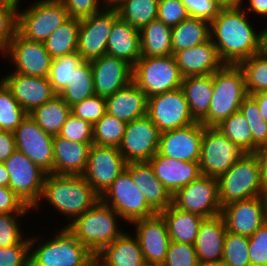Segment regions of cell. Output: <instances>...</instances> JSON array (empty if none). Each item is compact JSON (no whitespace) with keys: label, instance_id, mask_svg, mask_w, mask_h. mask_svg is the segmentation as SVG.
I'll return each mask as SVG.
<instances>
[{"label":"cell","instance_id":"obj_1","mask_svg":"<svg viewBox=\"0 0 267 266\" xmlns=\"http://www.w3.org/2000/svg\"><path fill=\"white\" fill-rule=\"evenodd\" d=\"M247 14L242 7L221 8L210 22V39L224 64L238 65L262 50L263 32H256Z\"/></svg>","mask_w":267,"mask_h":266},{"label":"cell","instance_id":"obj_2","mask_svg":"<svg viewBox=\"0 0 267 266\" xmlns=\"http://www.w3.org/2000/svg\"><path fill=\"white\" fill-rule=\"evenodd\" d=\"M51 204L69 220L64 227L76 217L88 211L100 200V196L88 184L82 175L46 174L43 192L39 203L32 209L40 210L44 200ZM41 201V202H40Z\"/></svg>","mask_w":267,"mask_h":266},{"label":"cell","instance_id":"obj_3","mask_svg":"<svg viewBox=\"0 0 267 266\" xmlns=\"http://www.w3.org/2000/svg\"><path fill=\"white\" fill-rule=\"evenodd\" d=\"M56 232L43 241L40 236L30 235L29 266H90L96 261L95 255L66 227Z\"/></svg>","mask_w":267,"mask_h":266},{"label":"cell","instance_id":"obj_4","mask_svg":"<svg viewBox=\"0 0 267 266\" xmlns=\"http://www.w3.org/2000/svg\"><path fill=\"white\" fill-rule=\"evenodd\" d=\"M118 218V213L99 200L66 228L96 256L125 231L119 227Z\"/></svg>","mask_w":267,"mask_h":266},{"label":"cell","instance_id":"obj_5","mask_svg":"<svg viewBox=\"0 0 267 266\" xmlns=\"http://www.w3.org/2000/svg\"><path fill=\"white\" fill-rule=\"evenodd\" d=\"M213 95L208 114L200 121L205 127H216L224 119L238 112L248 96L245 78L238 65L224 64L212 74Z\"/></svg>","mask_w":267,"mask_h":266},{"label":"cell","instance_id":"obj_6","mask_svg":"<svg viewBox=\"0 0 267 266\" xmlns=\"http://www.w3.org/2000/svg\"><path fill=\"white\" fill-rule=\"evenodd\" d=\"M219 202L224 206L233 201L267 196L261 177L258 159L245 153L234 165L218 178Z\"/></svg>","mask_w":267,"mask_h":266},{"label":"cell","instance_id":"obj_7","mask_svg":"<svg viewBox=\"0 0 267 266\" xmlns=\"http://www.w3.org/2000/svg\"><path fill=\"white\" fill-rule=\"evenodd\" d=\"M17 10V32L27 40L44 42L70 16L59 0H34Z\"/></svg>","mask_w":267,"mask_h":266},{"label":"cell","instance_id":"obj_8","mask_svg":"<svg viewBox=\"0 0 267 266\" xmlns=\"http://www.w3.org/2000/svg\"><path fill=\"white\" fill-rule=\"evenodd\" d=\"M183 76L173 55L142 57L133 66L132 81L147 98L181 88Z\"/></svg>","mask_w":267,"mask_h":266},{"label":"cell","instance_id":"obj_9","mask_svg":"<svg viewBox=\"0 0 267 266\" xmlns=\"http://www.w3.org/2000/svg\"><path fill=\"white\" fill-rule=\"evenodd\" d=\"M100 200L118 213L123 222H131L148 218L157 212L146 202L145 197L131 179L125 169L108 189L100 196Z\"/></svg>","mask_w":267,"mask_h":266},{"label":"cell","instance_id":"obj_10","mask_svg":"<svg viewBox=\"0 0 267 266\" xmlns=\"http://www.w3.org/2000/svg\"><path fill=\"white\" fill-rule=\"evenodd\" d=\"M3 164L9 173V188L33 209L41 198L47 173L18 150Z\"/></svg>","mask_w":267,"mask_h":266},{"label":"cell","instance_id":"obj_11","mask_svg":"<svg viewBox=\"0 0 267 266\" xmlns=\"http://www.w3.org/2000/svg\"><path fill=\"white\" fill-rule=\"evenodd\" d=\"M243 152L230 141L217 127H205L200 153L202 175L219 178L242 156Z\"/></svg>","mask_w":267,"mask_h":266},{"label":"cell","instance_id":"obj_12","mask_svg":"<svg viewBox=\"0 0 267 266\" xmlns=\"http://www.w3.org/2000/svg\"><path fill=\"white\" fill-rule=\"evenodd\" d=\"M172 205L203 218L221 214L218 179L201 175L172 195Z\"/></svg>","mask_w":267,"mask_h":266},{"label":"cell","instance_id":"obj_13","mask_svg":"<svg viewBox=\"0 0 267 266\" xmlns=\"http://www.w3.org/2000/svg\"><path fill=\"white\" fill-rule=\"evenodd\" d=\"M117 18V10L108 3L99 12L80 19L77 52L85 61L106 54L108 37Z\"/></svg>","mask_w":267,"mask_h":266},{"label":"cell","instance_id":"obj_14","mask_svg":"<svg viewBox=\"0 0 267 266\" xmlns=\"http://www.w3.org/2000/svg\"><path fill=\"white\" fill-rule=\"evenodd\" d=\"M146 116L160 132L183 128L196 122L181 88L148 98Z\"/></svg>","mask_w":267,"mask_h":266},{"label":"cell","instance_id":"obj_15","mask_svg":"<svg viewBox=\"0 0 267 266\" xmlns=\"http://www.w3.org/2000/svg\"><path fill=\"white\" fill-rule=\"evenodd\" d=\"M126 164L118 147L92 144L82 176L101 196L125 170Z\"/></svg>","mask_w":267,"mask_h":266},{"label":"cell","instance_id":"obj_16","mask_svg":"<svg viewBox=\"0 0 267 266\" xmlns=\"http://www.w3.org/2000/svg\"><path fill=\"white\" fill-rule=\"evenodd\" d=\"M11 60L13 72L33 77L48 78L53 58L45 48L43 42L30 41L18 32L10 41L7 49L1 54Z\"/></svg>","mask_w":267,"mask_h":266},{"label":"cell","instance_id":"obj_17","mask_svg":"<svg viewBox=\"0 0 267 266\" xmlns=\"http://www.w3.org/2000/svg\"><path fill=\"white\" fill-rule=\"evenodd\" d=\"M160 131L147 117L126 124L119 151L127 163L149 161L158 151Z\"/></svg>","mask_w":267,"mask_h":266},{"label":"cell","instance_id":"obj_18","mask_svg":"<svg viewBox=\"0 0 267 266\" xmlns=\"http://www.w3.org/2000/svg\"><path fill=\"white\" fill-rule=\"evenodd\" d=\"M16 150L25 154L47 174L53 169V135L43 131L28 115L13 131Z\"/></svg>","mask_w":267,"mask_h":266},{"label":"cell","instance_id":"obj_19","mask_svg":"<svg viewBox=\"0 0 267 266\" xmlns=\"http://www.w3.org/2000/svg\"><path fill=\"white\" fill-rule=\"evenodd\" d=\"M221 215L228 232L252 236L267 221V196L230 202L222 206Z\"/></svg>","mask_w":267,"mask_h":266},{"label":"cell","instance_id":"obj_20","mask_svg":"<svg viewBox=\"0 0 267 266\" xmlns=\"http://www.w3.org/2000/svg\"><path fill=\"white\" fill-rule=\"evenodd\" d=\"M147 266H162L170 243L167 224L160 213L131 222Z\"/></svg>","mask_w":267,"mask_h":266},{"label":"cell","instance_id":"obj_21","mask_svg":"<svg viewBox=\"0 0 267 266\" xmlns=\"http://www.w3.org/2000/svg\"><path fill=\"white\" fill-rule=\"evenodd\" d=\"M204 125L195 122L160 133L157 153L183 162H199Z\"/></svg>","mask_w":267,"mask_h":266},{"label":"cell","instance_id":"obj_22","mask_svg":"<svg viewBox=\"0 0 267 266\" xmlns=\"http://www.w3.org/2000/svg\"><path fill=\"white\" fill-rule=\"evenodd\" d=\"M0 80L28 114L57 95L46 77H33L12 71Z\"/></svg>","mask_w":267,"mask_h":266},{"label":"cell","instance_id":"obj_23","mask_svg":"<svg viewBox=\"0 0 267 266\" xmlns=\"http://www.w3.org/2000/svg\"><path fill=\"white\" fill-rule=\"evenodd\" d=\"M95 95L108 97L132 82L133 66L108 54L90 61Z\"/></svg>","mask_w":267,"mask_h":266},{"label":"cell","instance_id":"obj_24","mask_svg":"<svg viewBox=\"0 0 267 266\" xmlns=\"http://www.w3.org/2000/svg\"><path fill=\"white\" fill-rule=\"evenodd\" d=\"M148 162L158 180L172 195L202 175L199 162H183L158 153Z\"/></svg>","mask_w":267,"mask_h":266},{"label":"cell","instance_id":"obj_25","mask_svg":"<svg viewBox=\"0 0 267 266\" xmlns=\"http://www.w3.org/2000/svg\"><path fill=\"white\" fill-rule=\"evenodd\" d=\"M173 56L183 77L213 74L224 65L211 39Z\"/></svg>","mask_w":267,"mask_h":266},{"label":"cell","instance_id":"obj_26","mask_svg":"<svg viewBox=\"0 0 267 266\" xmlns=\"http://www.w3.org/2000/svg\"><path fill=\"white\" fill-rule=\"evenodd\" d=\"M125 169L130 173L132 181L139 188L146 202L157 213L172 204V194L158 180L148 161L129 162Z\"/></svg>","mask_w":267,"mask_h":266},{"label":"cell","instance_id":"obj_27","mask_svg":"<svg viewBox=\"0 0 267 266\" xmlns=\"http://www.w3.org/2000/svg\"><path fill=\"white\" fill-rule=\"evenodd\" d=\"M92 144L73 142L59 135H54L52 174L82 175Z\"/></svg>","mask_w":267,"mask_h":266},{"label":"cell","instance_id":"obj_28","mask_svg":"<svg viewBox=\"0 0 267 266\" xmlns=\"http://www.w3.org/2000/svg\"><path fill=\"white\" fill-rule=\"evenodd\" d=\"M226 231L221 214L202 220L193 244L200 264L223 258Z\"/></svg>","mask_w":267,"mask_h":266},{"label":"cell","instance_id":"obj_29","mask_svg":"<svg viewBox=\"0 0 267 266\" xmlns=\"http://www.w3.org/2000/svg\"><path fill=\"white\" fill-rule=\"evenodd\" d=\"M147 101L146 94L132 81L106 97V113L127 124L147 115Z\"/></svg>","mask_w":267,"mask_h":266},{"label":"cell","instance_id":"obj_30","mask_svg":"<svg viewBox=\"0 0 267 266\" xmlns=\"http://www.w3.org/2000/svg\"><path fill=\"white\" fill-rule=\"evenodd\" d=\"M131 231L123 232L95 256L100 266H147L140 244Z\"/></svg>","mask_w":267,"mask_h":266},{"label":"cell","instance_id":"obj_31","mask_svg":"<svg viewBox=\"0 0 267 266\" xmlns=\"http://www.w3.org/2000/svg\"><path fill=\"white\" fill-rule=\"evenodd\" d=\"M106 54L134 66L141 58L140 30L118 17L108 37Z\"/></svg>","mask_w":267,"mask_h":266},{"label":"cell","instance_id":"obj_32","mask_svg":"<svg viewBox=\"0 0 267 266\" xmlns=\"http://www.w3.org/2000/svg\"><path fill=\"white\" fill-rule=\"evenodd\" d=\"M181 89L191 116L200 122L209 111L213 95L212 74L183 77Z\"/></svg>","mask_w":267,"mask_h":266},{"label":"cell","instance_id":"obj_33","mask_svg":"<svg viewBox=\"0 0 267 266\" xmlns=\"http://www.w3.org/2000/svg\"><path fill=\"white\" fill-rule=\"evenodd\" d=\"M160 214L166 221L171 241L194 244L203 217L180 210L172 204Z\"/></svg>","mask_w":267,"mask_h":266},{"label":"cell","instance_id":"obj_34","mask_svg":"<svg viewBox=\"0 0 267 266\" xmlns=\"http://www.w3.org/2000/svg\"><path fill=\"white\" fill-rule=\"evenodd\" d=\"M172 27L158 19L140 30L141 56L162 57L172 55Z\"/></svg>","mask_w":267,"mask_h":266},{"label":"cell","instance_id":"obj_35","mask_svg":"<svg viewBox=\"0 0 267 266\" xmlns=\"http://www.w3.org/2000/svg\"><path fill=\"white\" fill-rule=\"evenodd\" d=\"M172 55L175 52L203 44L210 39V23L196 17H188L172 27Z\"/></svg>","mask_w":267,"mask_h":266},{"label":"cell","instance_id":"obj_36","mask_svg":"<svg viewBox=\"0 0 267 266\" xmlns=\"http://www.w3.org/2000/svg\"><path fill=\"white\" fill-rule=\"evenodd\" d=\"M71 107L57 94L43 105L35 108L29 116L46 133L58 135L68 116Z\"/></svg>","mask_w":267,"mask_h":266},{"label":"cell","instance_id":"obj_37","mask_svg":"<svg viewBox=\"0 0 267 266\" xmlns=\"http://www.w3.org/2000/svg\"><path fill=\"white\" fill-rule=\"evenodd\" d=\"M158 0H111L118 17L141 30L157 19Z\"/></svg>","mask_w":267,"mask_h":266},{"label":"cell","instance_id":"obj_38","mask_svg":"<svg viewBox=\"0 0 267 266\" xmlns=\"http://www.w3.org/2000/svg\"><path fill=\"white\" fill-rule=\"evenodd\" d=\"M79 28L80 19L70 17L43 42L53 59L77 52Z\"/></svg>","mask_w":267,"mask_h":266},{"label":"cell","instance_id":"obj_39","mask_svg":"<svg viewBox=\"0 0 267 266\" xmlns=\"http://www.w3.org/2000/svg\"><path fill=\"white\" fill-rule=\"evenodd\" d=\"M59 95L70 107L95 95L90 61H84L75 69L71 84L67 85Z\"/></svg>","mask_w":267,"mask_h":266},{"label":"cell","instance_id":"obj_40","mask_svg":"<svg viewBox=\"0 0 267 266\" xmlns=\"http://www.w3.org/2000/svg\"><path fill=\"white\" fill-rule=\"evenodd\" d=\"M238 66L244 73L248 95L267 91V54L264 51L241 61Z\"/></svg>","mask_w":267,"mask_h":266},{"label":"cell","instance_id":"obj_41","mask_svg":"<svg viewBox=\"0 0 267 266\" xmlns=\"http://www.w3.org/2000/svg\"><path fill=\"white\" fill-rule=\"evenodd\" d=\"M230 141L245 153H253V137L249 124L238 111L216 126Z\"/></svg>","mask_w":267,"mask_h":266},{"label":"cell","instance_id":"obj_42","mask_svg":"<svg viewBox=\"0 0 267 266\" xmlns=\"http://www.w3.org/2000/svg\"><path fill=\"white\" fill-rule=\"evenodd\" d=\"M84 61L78 52L52 60L48 80L57 94L71 84L73 72Z\"/></svg>","mask_w":267,"mask_h":266},{"label":"cell","instance_id":"obj_43","mask_svg":"<svg viewBox=\"0 0 267 266\" xmlns=\"http://www.w3.org/2000/svg\"><path fill=\"white\" fill-rule=\"evenodd\" d=\"M126 123L109 113L93 125V144L119 147L125 132Z\"/></svg>","mask_w":267,"mask_h":266},{"label":"cell","instance_id":"obj_44","mask_svg":"<svg viewBox=\"0 0 267 266\" xmlns=\"http://www.w3.org/2000/svg\"><path fill=\"white\" fill-rule=\"evenodd\" d=\"M28 115L0 80V130L13 132Z\"/></svg>","mask_w":267,"mask_h":266},{"label":"cell","instance_id":"obj_45","mask_svg":"<svg viewBox=\"0 0 267 266\" xmlns=\"http://www.w3.org/2000/svg\"><path fill=\"white\" fill-rule=\"evenodd\" d=\"M239 112L247 120L253 137V153L267 143V121L260 114L256 101L248 95L239 108Z\"/></svg>","mask_w":267,"mask_h":266},{"label":"cell","instance_id":"obj_46","mask_svg":"<svg viewBox=\"0 0 267 266\" xmlns=\"http://www.w3.org/2000/svg\"><path fill=\"white\" fill-rule=\"evenodd\" d=\"M248 249L247 236L226 231L222 260L228 266H251Z\"/></svg>","mask_w":267,"mask_h":266},{"label":"cell","instance_id":"obj_47","mask_svg":"<svg viewBox=\"0 0 267 266\" xmlns=\"http://www.w3.org/2000/svg\"><path fill=\"white\" fill-rule=\"evenodd\" d=\"M18 0H0V55L17 32Z\"/></svg>","mask_w":267,"mask_h":266},{"label":"cell","instance_id":"obj_48","mask_svg":"<svg viewBox=\"0 0 267 266\" xmlns=\"http://www.w3.org/2000/svg\"><path fill=\"white\" fill-rule=\"evenodd\" d=\"M162 266H200L194 245L170 241Z\"/></svg>","mask_w":267,"mask_h":266},{"label":"cell","instance_id":"obj_49","mask_svg":"<svg viewBox=\"0 0 267 266\" xmlns=\"http://www.w3.org/2000/svg\"><path fill=\"white\" fill-rule=\"evenodd\" d=\"M58 135L73 142L93 143V125L70 114Z\"/></svg>","mask_w":267,"mask_h":266},{"label":"cell","instance_id":"obj_50","mask_svg":"<svg viewBox=\"0 0 267 266\" xmlns=\"http://www.w3.org/2000/svg\"><path fill=\"white\" fill-rule=\"evenodd\" d=\"M106 113V98L93 95L71 106V114L94 125Z\"/></svg>","mask_w":267,"mask_h":266},{"label":"cell","instance_id":"obj_51","mask_svg":"<svg viewBox=\"0 0 267 266\" xmlns=\"http://www.w3.org/2000/svg\"><path fill=\"white\" fill-rule=\"evenodd\" d=\"M26 214H0V247L19 244L24 238L20 219Z\"/></svg>","mask_w":267,"mask_h":266},{"label":"cell","instance_id":"obj_52","mask_svg":"<svg viewBox=\"0 0 267 266\" xmlns=\"http://www.w3.org/2000/svg\"><path fill=\"white\" fill-rule=\"evenodd\" d=\"M30 237L19 244L0 247V266H29Z\"/></svg>","mask_w":267,"mask_h":266},{"label":"cell","instance_id":"obj_53","mask_svg":"<svg viewBox=\"0 0 267 266\" xmlns=\"http://www.w3.org/2000/svg\"><path fill=\"white\" fill-rule=\"evenodd\" d=\"M248 238V253L251 266L267 265V221Z\"/></svg>","mask_w":267,"mask_h":266},{"label":"cell","instance_id":"obj_54","mask_svg":"<svg viewBox=\"0 0 267 266\" xmlns=\"http://www.w3.org/2000/svg\"><path fill=\"white\" fill-rule=\"evenodd\" d=\"M189 17L181 0L158 2L157 19L170 27L176 26Z\"/></svg>","mask_w":267,"mask_h":266},{"label":"cell","instance_id":"obj_55","mask_svg":"<svg viewBox=\"0 0 267 266\" xmlns=\"http://www.w3.org/2000/svg\"><path fill=\"white\" fill-rule=\"evenodd\" d=\"M67 9L69 16L77 19L89 17L102 10L107 0H59ZM103 3V4H102Z\"/></svg>","mask_w":267,"mask_h":266},{"label":"cell","instance_id":"obj_56","mask_svg":"<svg viewBox=\"0 0 267 266\" xmlns=\"http://www.w3.org/2000/svg\"><path fill=\"white\" fill-rule=\"evenodd\" d=\"M190 17L203 19L209 23L218 15L221 7L216 0H181Z\"/></svg>","mask_w":267,"mask_h":266},{"label":"cell","instance_id":"obj_57","mask_svg":"<svg viewBox=\"0 0 267 266\" xmlns=\"http://www.w3.org/2000/svg\"><path fill=\"white\" fill-rule=\"evenodd\" d=\"M31 210L9 187L0 186V214H27Z\"/></svg>","mask_w":267,"mask_h":266},{"label":"cell","instance_id":"obj_58","mask_svg":"<svg viewBox=\"0 0 267 266\" xmlns=\"http://www.w3.org/2000/svg\"><path fill=\"white\" fill-rule=\"evenodd\" d=\"M15 150L13 132L0 130V162L7 160Z\"/></svg>","mask_w":267,"mask_h":266},{"label":"cell","instance_id":"obj_59","mask_svg":"<svg viewBox=\"0 0 267 266\" xmlns=\"http://www.w3.org/2000/svg\"><path fill=\"white\" fill-rule=\"evenodd\" d=\"M246 2H249V5L247 4L248 7L246 8L244 6L243 9L247 13H254L253 15H256V17L261 16L262 18H266L265 20H267V0H247Z\"/></svg>","mask_w":267,"mask_h":266},{"label":"cell","instance_id":"obj_60","mask_svg":"<svg viewBox=\"0 0 267 266\" xmlns=\"http://www.w3.org/2000/svg\"><path fill=\"white\" fill-rule=\"evenodd\" d=\"M253 154L258 159L262 181L267 188V143L257 148Z\"/></svg>","mask_w":267,"mask_h":266},{"label":"cell","instance_id":"obj_61","mask_svg":"<svg viewBox=\"0 0 267 266\" xmlns=\"http://www.w3.org/2000/svg\"><path fill=\"white\" fill-rule=\"evenodd\" d=\"M257 103L261 117L267 121V91L250 95Z\"/></svg>","mask_w":267,"mask_h":266},{"label":"cell","instance_id":"obj_62","mask_svg":"<svg viewBox=\"0 0 267 266\" xmlns=\"http://www.w3.org/2000/svg\"><path fill=\"white\" fill-rule=\"evenodd\" d=\"M246 0H216L221 8H239L243 7Z\"/></svg>","mask_w":267,"mask_h":266},{"label":"cell","instance_id":"obj_63","mask_svg":"<svg viewBox=\"0 0 267 266\" xmlns=\"http://www.w3.org/2000/svg\"><path fill=\"white\" fill-rule=\"evenodd\" d=\"M0 186L9 187V173L4 164L0 162Z\"/></svg>","mask_w":267,"mask_h":266},{"label":"cell","instance_id":"obj_64","mask_svg":"<svg viewBox=\"0 0 267 266\" xmlns=\"http://www.w3.org/2000/svg\"><path fill=\"white\" fill-rule=\"evenodd\" d=\"M200 266H228L222 259L200 264Z\"/></svg>","mask_w":267,"mask_h":266},{"label":"cell","instance_id":"obj_65","mask_svg":"<svg viewBox=\"0 0 267 266\" xmlns=\"http://www.w3.org/2000/svg\"><path fill=\"white\" fill-rule=\"evenodd\" d=\"M262 51L267 54V28H263Z\"/></svg>","mask_w":267,"mask_h":266},{"label":"cell","instance_id":"obj_66","mask_svg":"<svg viewBox=\"0 0 267 266\" xmlns=\"http://www.w3.org/2000/svg\"><path fill=\"white\" fill-rule=\"evenodd\" d=\"M90 266H100L96 261L92 263Z\"/></svg>","mask_w":267,"mask_h":266}]
</instances>
